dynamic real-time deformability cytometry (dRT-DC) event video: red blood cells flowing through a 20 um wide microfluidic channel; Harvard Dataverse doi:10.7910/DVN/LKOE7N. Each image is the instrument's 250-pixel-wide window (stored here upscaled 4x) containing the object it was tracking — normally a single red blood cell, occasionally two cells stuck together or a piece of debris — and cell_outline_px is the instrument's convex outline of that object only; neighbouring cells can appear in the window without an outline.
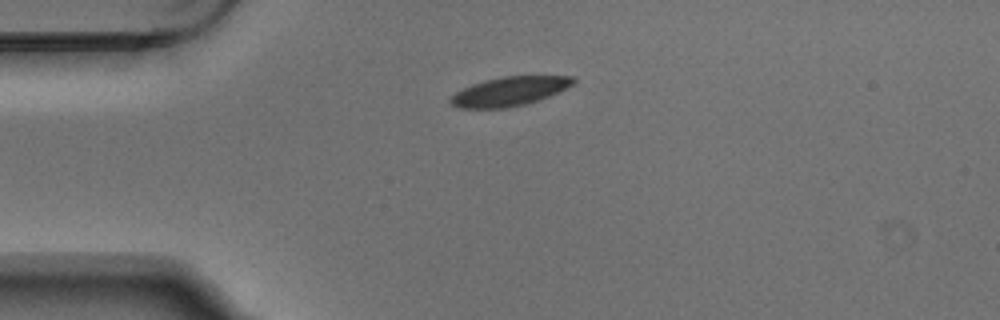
{"species": "Egyptian fruit bat (a non-hibernating species)", "species_latin": "Rousettus aegyptiacus", "temperature_condition": "warm", "stored_images_in_passage": 5, "camera_frame_rate_fps": 3000, "um_per_image_px": 0.085, "animal": {"sex": "male"}, "frame": {"image": 1, "passage_image": 1, "time_ms": 0.0, "image_size_px": [1000, 320], "cell_outline_px": [[576, 80], [572, 84], [540, 100], [508, 108], [456, 108], [448, 100], [456, 92], [472, 84], [484, 80], [504, 76], [572, 76]], "centroid_in_image_um": [43.26, 7.77], "position_along_channel_um": 41.7, "area_um2": 20.58}}
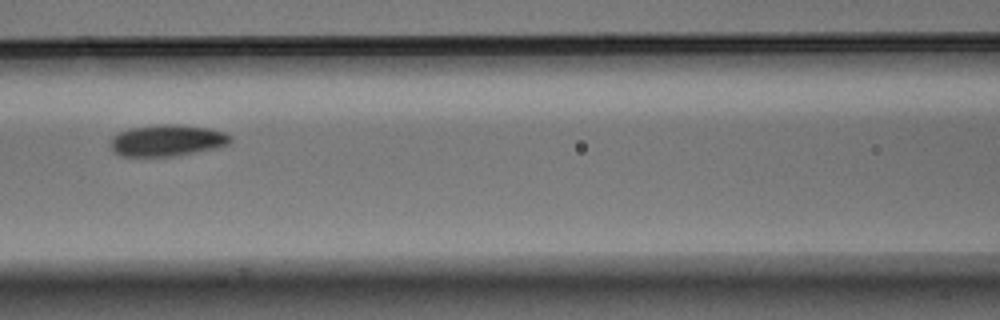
{"frame": {"image": 2, "passage_image": 4, "time_ms": 1.0, "image_size_px": [1000, 320], "cell_outline_px": [[232, 140], [228, 144], [216, 148], [172, 156], [120, 156], [112, 148], [112, 136], [128, 128], [160, 124], [180, 124], [208, 128], [224, 132], [232, 136]], "centroid_in_image_um": [14.23, 11.92], "position_along_channel_um": 152.4, "area_um2": 21.91}}
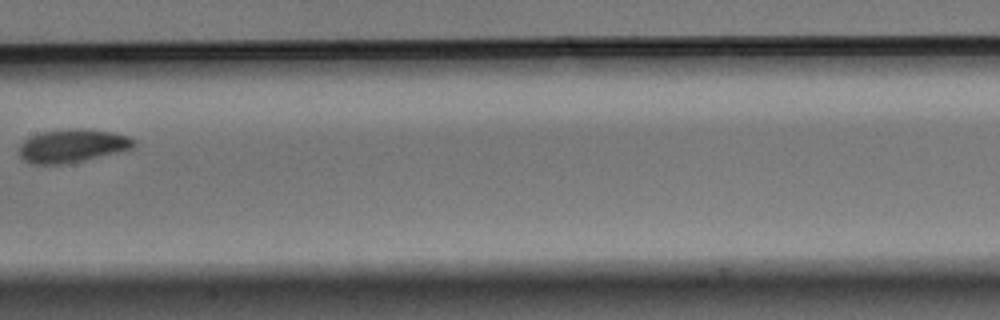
{"frame": {"image": 3, "passage_image": 5, "time_ms": 1.333, "image_size_px": [1000, 320], "cell_outline_px": [[136, 144], [132, 148], [84, 160], [60, 164], [32, 164], [24, 160], [20, 156], [20, 144], [24, 140], [40, 132], [68, 128], [88, 128], [112, 132], [128, 136], [136, 140]], "centroid_in_image_um": [6.15, 12.37], "position_along_channel_um": 201.3, "area_um2": 22.2}}